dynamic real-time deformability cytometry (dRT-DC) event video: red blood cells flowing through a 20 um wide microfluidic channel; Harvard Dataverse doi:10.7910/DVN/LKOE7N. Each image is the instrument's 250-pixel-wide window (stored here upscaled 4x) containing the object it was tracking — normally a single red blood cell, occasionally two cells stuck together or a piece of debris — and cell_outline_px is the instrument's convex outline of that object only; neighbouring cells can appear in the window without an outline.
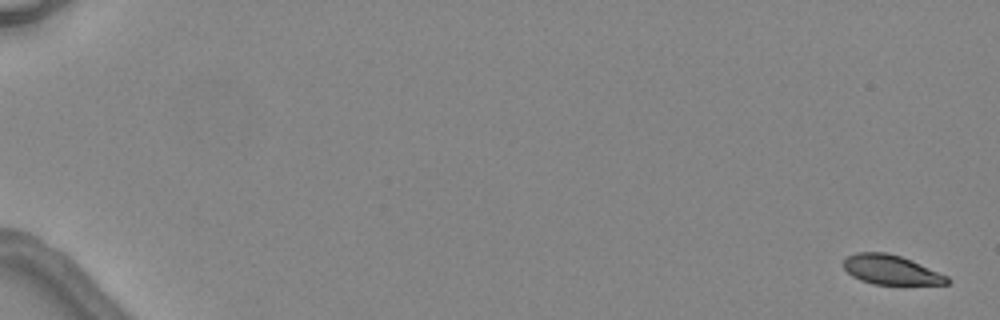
{"species": "common noctule bat (a hibernating species)", "species_latin": "Nyctalus noctula", "temperature_condition": "warm", "stored_images_in_passage": 5, "camera_frame_rate_fps": 3000, "um_per_image_px": 0.085, "animal": {"sex": "female", "body_mass_g": 24.6, "forearm_length_mm": 56.2}, "frame": {"image": 1, "passage_image": 1, "time_ms": 0.0, "image_size_px": [1000, 320], "cell_outline_px": [[952, 280], [948, 284], [872, 284], [860, 280], [852, 276], [844, 268], [844, 260], [848, 256], [856, 252], [888, 252], [912, 260], [948, 276]], "centroid_in_image_um": [75.75, 22.93], "position_along_channel_um": 9.3, "area_um2": 17.8}}
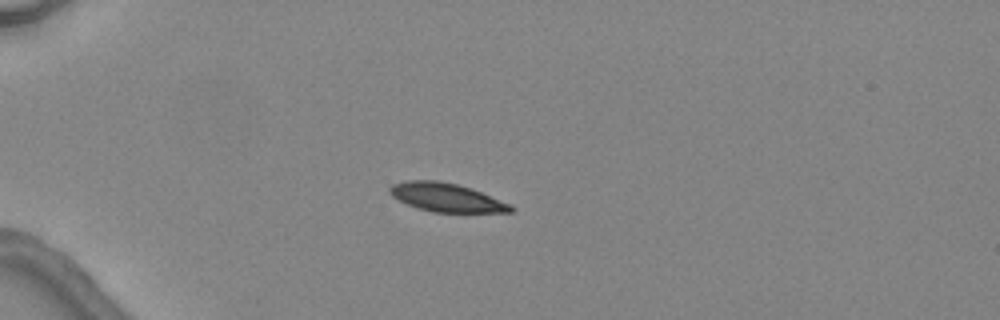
{"frame": {"image": 2, "passage_image": 5, "time_ms": 4.667, "image_size_px": [1000, 320], "cell_outline_px": [[516, 208], [512, 212], [432, 212], [408, 204], [392, 196], [388, 192], [388, 188], [392, 184], [408, 180], [440, 180], [456, 184], [480, 192], [512, 204]], "centroid_in_image_um": [37.95, 16.78], "position_along_channel_um": 47.1, "area_um2": 20.0}}